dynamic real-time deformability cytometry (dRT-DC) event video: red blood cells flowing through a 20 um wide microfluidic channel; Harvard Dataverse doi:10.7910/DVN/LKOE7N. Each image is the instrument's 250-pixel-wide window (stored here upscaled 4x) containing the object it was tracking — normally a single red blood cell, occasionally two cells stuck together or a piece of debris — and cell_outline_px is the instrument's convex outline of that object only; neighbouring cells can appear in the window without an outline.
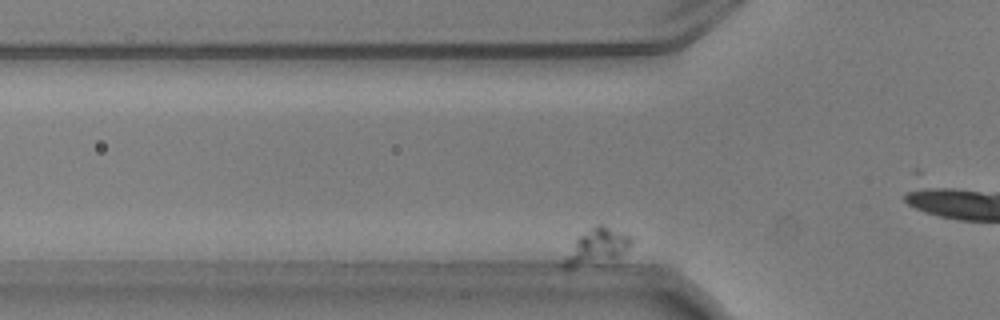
{"species": "common noctule bat (a hibernating species)", "species_latin": "Nyctalus noctula", "temperature_condition": "warm", "stored_images_in_passage": 50, "camera_frame_rate_fps": 3000, "um_per_image_px": 0.085, "animal": {"sex": "male", "body_mass_g": 20.5, "forearm_length_mm": 52.5}, "frame": {"image": 1, "passage_image": 11, "time_ms": 3.333, "image_size_px": [1000, 320], "cell_outline_px": [[632, 244], [624, 252], [616, 256], [568, 268], [564, 268], [564, 256], [576, 240], [580, 236], [596, 224], [604, 224], [624, 232], [632, 236]], "centroid_in_image_um": [50.77, 20.89], "position_along_channel_um": 75.0, "area_um2": 13.24}}
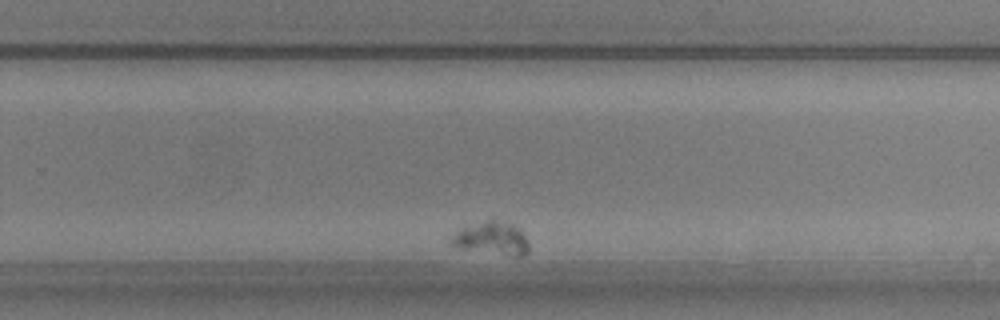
{"frame": {"image": 2, "passage_image": 41, "time_ms": 13.333, "image_size_px": [1000, 320], "cell_outline_px": [[528, 252], [524, 256], [512, 256], [464, 248], [448, 244], [448, 240], [460, 228], [488, 220], [492, 220], [512, 224], [528, 240]], "centroid_in_image_um": [41.78, 20.28], "position_along_channel_um": 288.0, "area_um2": 14.51}}
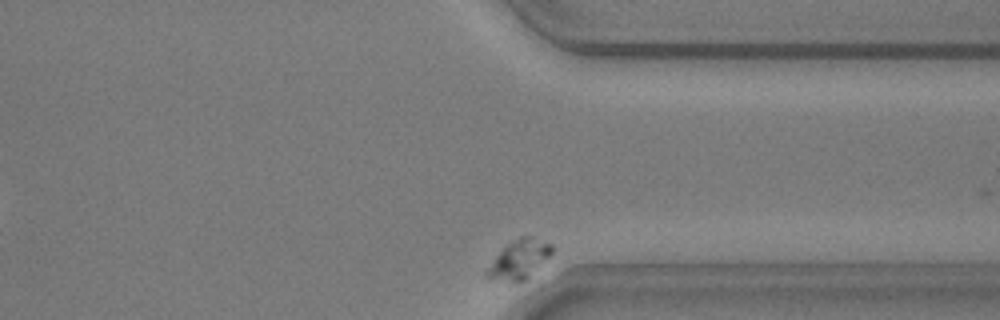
{"frame": {"image": 3, "passage_image": 50, "time_ms": 16.333, "image_size_px": [1000, 320], "cell_outline_px": [[552, 252], [524, 280], [516, 284], [488, 280], [484, 276], [484, 272], [496, 256], [508, 244], [520, 236], [532, 236], [552, 244]], "centroid_in_image_um": [44.05, 22.1], "position_along_channel_um": 367.3, "area_um2": 14.68}}